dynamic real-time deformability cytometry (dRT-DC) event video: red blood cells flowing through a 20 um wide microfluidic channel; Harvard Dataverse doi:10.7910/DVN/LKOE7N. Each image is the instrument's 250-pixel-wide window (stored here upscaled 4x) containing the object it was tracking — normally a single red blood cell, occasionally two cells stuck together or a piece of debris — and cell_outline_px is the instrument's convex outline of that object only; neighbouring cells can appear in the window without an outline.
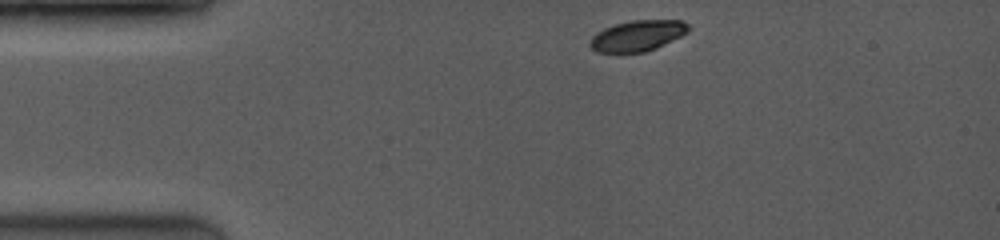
{"species": "common noctule bat (a hibernating species)", "species_latin": "Nyctalus noctula", "temperature_condition": "room temperature", "stored_images_in_passage": 17, "camera_frame_rate_fps": 3500, "um_per_image_px": 0.085, "animal": {"sex": "female", "body_mass_g": 19.0, "forearm_length_mm": 53.3}, "frame": {"image": 1, "passage_image": 1, "time_ms": 0.0, "image_size_px": [1000, 240], "cell_outline_px": [[688, 32], [656, 48], [644, 52], [596, 52], [588, 44], [588, 40], [596, 32], [604, 28], [616, 24], [632, 20], [680, 20], [688, 24]], "centroid_in_image_um": [54.15, 3.03], "position_along_channel_um": 30.9, "area_um2": 17.57}}
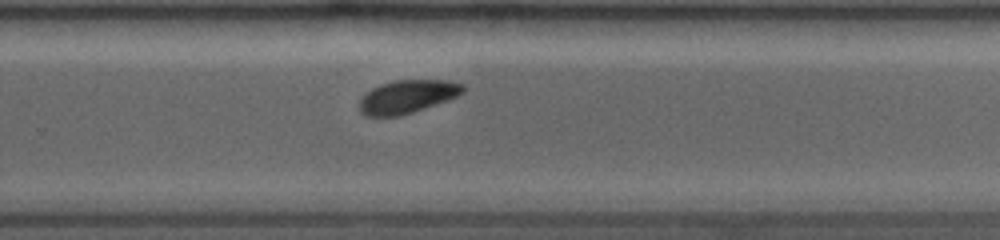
{"frame": {"image": 2, "passage_image": 15, "time_ms": 7.714, "image_size_px": [1000, 240], "cell_outline_px": [[464, 92], [448, 100], [400, 116], [364, 116], [356, 108], [360, 100], [372, 88], [380, 84], [392, 80], [452, 80], [464, 84]], "centroid_in_image_um": [34.6, 8.21], "position_along_channel_um": 295.2, "area_um2": 20.17}}
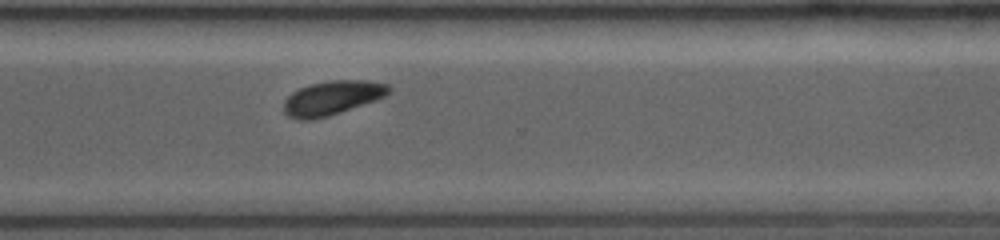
{"frame": {"image": 3, "passage_image": 17, "time_ms": 8.857, "image_size_px": [1000, 240], "cell_outline_px": [[392, 88], [384, 96], [376, 100], [328, 116], [312, 120], [296, 120], [288, 116], [284, 112], [284, 100], [292, 92], [300, 88], [312, 84], [328, 80], [364, 80], [388, 84]], "centroid_in_image_um": [28.21, 8.33], "position_along_channel_um": 342.4, "area_um2": 20.87}}